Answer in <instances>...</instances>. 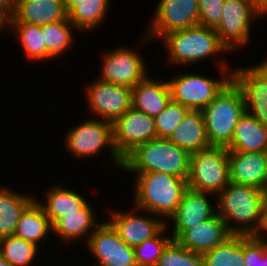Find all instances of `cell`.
Here are the masks:
<instances>
[{
    "mask_svg": "<svg viewBox=\"0 0 267 266\" xmlns=\"http://www.w3.org/2000/svg\"><path fill=\"white\" fill-rule=\"evenodd\" d=\"M216 199L217 213L232 234H264L266 191L229 182Z\"/></svg>",
    "mask_w": 267,
    "mask_h": 266,
    "instance_id": "obj_1",
    "label": "cell"
},
{
    "mask_svg": "<svg viewBox=\"0 0 267 266\" xmlns=\"http://www.w3.org/2000/svg\"><path fill=\"white\" fill-rule=\"evenodd\" d=\"M134 209L170 218L188 189L187 179L161 172L134 173ZM168 217V218H167Z\"/></svg>",
    "mask_w": 267,
    "mask_h": 266,
    "instance_id": "obj_2",
    "label": "cell"
},
{
    "mask_svg": "<svg viewBox=\"0 0 267 266\" xmlns=\"http://www.w3.org/2000/svg\"><path fill=\"white\" fill-rule=\"evenodd\" d=\"M190 154L165 138L137 146L123 159L122 170L133 173L161 172L187 179Z\"/></svg>",
    "mask_w": 267,
    "mask_h": 266,
    "instance_id": "obj_3",
    "label": "cell"
},
{
    "mask_svg": "<svg viewBox=\"0 0 267 266\" xmlns=\"http://www.w3.org/2000/svg\"><path fill=\"white\" fill-rule=\"evenodd\" d=\"M162 41L168 51V64L176 66L194 65L208 57L229 53L212 27L198 25L174 31L166 34Z\"/></svg>",
    "mask_w": 267,
    "mask_h": 266,
    "instance_id": "obj_4",
    "label": "cell"
},
{
    "mask_svg": "<svg viewBox=\"0 0 267 266\" xmlns=\"http://www.w3.org/2000/svg\"><path fill=\"white\" fill-rule=\"evenodd\" d=\"M202 113L210 145L226 147L238 121L246 113L241 89L231 80Z\"/></svg>",
    "mask_w": 267,
    "mask_h": 266,
    "instance_id": "obj_5",
    "label": "cell"
},
{
    "mask_svg": "<svg viewBox=\"0 0 267 266\" xmlns=\"http://www.w3.org/2000/svg\"><path fill=\"white\" fill-rule=\"evenodd\" d=\"M221 79L200 74H178L168 80L171 99L186 106L189 110L202 111L232 80V70L223 62H216ZM229 69V71H228ZM231 70V71H230ZM226 71V72H225Z\"/></svg>",
    "mask_w": 267,
    "mask_h": 266,
    "instance_id": "obj_6",
    "label": "cell"
},
{
    "mask_svg": "<svg viewBox=\"0 0 267 266\" xmlns=\"http://www.w3.org/2000/svg\"><path fill=\"white\" fill-rule=\"evenodd\" d=\"M230 182L229 151L210 146L190 154L188 188L216 196Z\"/></svg>",
    "mask_w": 267,
    "mask_h": 266,
    "instance_id": "obj_7",
    "label": "cell"
},
{
    "mask_svg": "<svg viewBox=\"0 0 267 266\" xmlns=\"http://www.w3.org/2000/svg\"><path fill=\"white\" fill-rule=\"evenodd\" d=\"M65 141V147L77 159L97 156L104 147H110L113 164L119 169L123 166V159L118 155L113 143V122L93 116L70 128Z\"/></svg>",
    "mask_w": 267,
    "mask_h": 266,
    "instance_id": "obj_8",
    "label": "cell"
},
{
    "mask_svg": "<svg viewBox=\"0 0 267 266\" xmlns=\"http://www.w3.org/2000/svg\"><path fill=\"white\" fill-rule=\"evenodd\" d=\"M222 10L215 32L228 51H236L251 40V22L264 16L262 6L258 0H225Z\"/></svg>",
    "mask_w": 267,
    "mask_h": 266,
    "instance_id": "obj_9",
    "label": "cell"
},
{
    "mask_svg": "<svg viewBox=\"0 0 267 266\" xmlns=\"http://www.w3.org/2000/svg\"><path fill=\"white\" fill-rule=\"evenodd\" d=\"M143 40L162 39L166 34L199 25L198 0H160Z\"/></svg>",
    "mask_w": 267,
    "mask_h": 266,
    "instance_id": "obj_10",
    "label": "cell"
},
{
    "mask_svg": "<svg viewBox=\"0 0 267 266\" xmlns=\"http://www.w3.org/2000/svg\"><path fill=\"white\" fill-rule=\"evenodd\" d=\"M89 110L97 118L114 122L132 107V88L112 84L98 78L86 85Z\"/></svg>",
    "mask_w": 267,
    "mask_h": 266,
    "instance_id": "obj_11",
    "label": "cell"
},
{
    "mask_svg": "<svg viewBox=\"0 0 267 266\" xmlns=\"http://www.w3.org/2000/svg\"><path fill=\"white\" fill-rule=\"evenodd\" d=\"M102 57L101 81L133 88L148 75L145 61L135 49L120 46Z\"/></svg>",
    "mask_w": 267,
    "mask_h": 266,
    "instance_id": "obj_12",
    "label": "cell"
},
{
    "mask_svg": "<svg viewBox=\"0 0 267 266\" xmlns=\"http://www.w3.org/2000/svg\"><path fill=\"white\" fill-rule=\"evenodd\" d=\"M87 247L94 254V266H138L134 249L127 245L108 221L100 222L89 236Z\"/></svg>",
    "mask_w": 267,
    "mask_h": 266,
    "instance_id": "obj_13",
    "label": "cell"
},
{
    "mask_svg": "<svg viewBox=\"0 0 267 266\" xmlns=\"http://www.w3.org/2000/svg\"><path fill=\"white\" fill-rule=\"evenodd\" d=\"M232 80L242 91L246 113L267 126V58L251 67L233 69Z\"/></svg>",
    "mask_w": 267,
    "mask_h": 266,
    "instance_id": "obj_14",
    "label": "cell"
},
{
    "mask_svg": "<svg viewBox=\"0 0 267 266\" xmlns=\"http://www.w3.org/2000/svg\"><path fill=\"white\" fill-rule=\"evenodd\" d=\"M155 138L154 117L133 107L113 122V143L122 159L137 146Z\"/></svg>",
    "mask_w": 267,
    "mask_h": 266,
    "instance_id": "obj_15",
    "label": "cell"
},
{
    "mask_svg": "<svg viewBox=\"0 0 267 266\" xmlns=\"http://www.w3.org/2000/svg\"><path fill=\"white\" fill-rule=\"evenodd\" d=\"M132 213V211L130 213L126 211L125 213L123 211L112 210L110 219L107 220L117 231L121 239L132 247L154 238L169 225L164 222L168 220H161V217L151 213L147 216Z\"/></svg>",
    "mask_w": 267,
    "mask_h": 266,
    "instance_id": "obj_16",
    "label": "cell"
},
{
    "mask_svg": "<svg viewBox=\"0 0 267 266\" xmlns=\"http://www.w3.org/2000/svg\"><path fill=\"white\" fill-rule=\"evenodd\" d=\"M211 193L200 192L188 188L177 206L174 214L169 218L173 222L172 238L177 239L186 229L194 227L217 213V207L212 206L209 196Z\"/></svg>",
    "mask_w": 267,
    "mask_h": 266,
    "instance_id": "obj_17",
    "label": "cell"
},
{
    "mask_svg": "<svg viewBox=\"0 0 267 266\" xmlns=\"http://www.w3.org/2000/svg\"><path fill=\"white\" fill-rule=\"evenodd\" d=\"M230 182L267 192L265 152L229 151Z\"/></svg>",
    "mask_w": 267,
    "mask_h": 266,
    "instance_id": "obj_18",
    "label": "cell"
},
{
    "mask_svg": "<svg viewBox=\"0 0 267 266\" xmlns=\"http://www.w3.org/2000/svg\"><path fill=\"white\" fill-rule=\"evenodd\" d=\"M232 235L216 213L208 220L186 229L176 240L188 250L203 254L223 244Z\"/></svg>",
    "mask_w": 267,
    "mask_h": 266,
    "instance_id": "obj_19",
    "label": "cell"
},
{
    "mask_svg": "<svg viewBox=\"0 0 267 266\" xmlns=\"http://www.w3.org/2000/svg\"><path fill=\"white\" fill-rule=\"evenodd\" d=\"M67 17L63 0H16L10 23H29L41 26L65 20Z\"/></svg>",
    "mask_w": 267,
    "mask_h": 266,
    "instance_id": "obj_20",
    "label": "cell"
},
{
    "mask_svg": "<svg viewBox=\"0 0 267 266\" xmlns=\"http://www.w3.org/2000/svg\"><path fill=\"white\" fill-rule=\"evenodd\" d=\"M171 100L168 81L154 80L148 75L132 88V107L155 117L159 115Z\"/></svg>",
    "mask_w": 267,
    "mask_h": 266,
    "instance_id": "obj_21",
    "label": "cell"
},
{
    "mask_svg": "<svg viewBox=\"0 0 267 266\" xmlns=\"http://www.w3.org/2000/svg\"><path fill=\"white\" fill-rule=\"evenodd\" d=\"M168 139L189 154L210 147L202 111L189 110Z\"/></svg>",
    "mask_w": 267,
    "mask_h": 266,
    "instance_id": "obj_22",
    "label": "cell"
},
{
    "mask_svg": "<svg viewBox=\"0 0 267 266\" xmlns=\"http://www.w3.org/2000/svg\"><path fill=\"white\" fill-rule=\"evenodd\" d=\"M90 205L91 203L88 202L80 212L67 213L64 217L59 218L52 225V233L68 244L84 239V237H87L85 241L87 243L89 236L100 224L97 223L95 212Z\"/></svg>",
    "mask_w": 267,
    "mask_h": 266,
    "instance_id": "obj_23",
    "label": "cell"
},
{
    "mask_svg": "<svg viewBox=\"0 0 267 266\" xmlns=\"http://www.w3.org/2000/svg\"><path fill=\"white\" fill-rule=\"evenodd\" d=\"M228 151L265 152L267 149V126L248 113L238 121Z\"/></svg>",
    "mask_w": 267,
    "mask_h": 266,
    "instance_id": "obj_24",
    "label": "cell"
},
{
    "mask_svg": "<svg viewBox=\"0 0 267 266\" xmlns=\"http://www.w3.org/2000/svg\"><path fill=\"white\" fill-rule=\"evenodd\" d=\"M47 191L44 203L39 199L36 200L44 209L52 225L67 213L80 212L88 204V201L80 193L60 186V184Z\"/></svg>",
    "mask_w": 267,
    "mask_h": 266,
    "instance_id": "obj_25",
    "label": "cell"
},
{
    "mask_svg": "<svg viewBox=\"0 0 267 266\" xmlns=\"http://www.w3.org/2000/svg\"><path fill=\"white\" fill-rule=\"evenodd\" d=\"M49 232L52 234V224L42 206L35 199L23 211L14 235L39 246V242H44Z\"/></svg>",
    "mask_w": 267,
    "mask_h": 266,
    "instance_id": "obj_26",
    "label": "cell"
},
{
    "mask_svg": "<svg viewBox=\"0 0 267 266\" xmlns=\"http://www.w3.org/2000/svg\"><path fill=\"white\" fill-rule=\"evenodd\" d=\"M33 196L0 188V239L15 233L23 211L35 200Z\"/></svg>",
    "mask_w": 267,
    "mask_h": 266,
    "instance_id": "obj_27",
    "label": "cell"
},
{
    "mask_svg": "<svg viewBox=\"0 0 267 266\" xmlns=\"http://www.w3.org/2000/svg\"><path fill=\"white\" fill-rule=\"evenodd\" d=\"M109 4L110 0H81L68 13V19L80 32L93 31L102 25L110 9Z\"/></svg>",
    "mask_w": 267,
    "mask_h": 266,
    "instance_id": "obj_28",
    "label": "cell"
},
{
    "mask_svg": "<svg viewBox=\"0 0 267 266\" xmlns=\"http://www.w3.org/2000/svg\"><path fill=\"white\" fill-rule=\"evenodd\" d=\"M74 25L68 17L65 20L51 22L41 25L43 43L48 51V59L60 57L73 46L74 38L72 28Z\"/></svg>",
    "mask_w": 267,
    "mask_h": 266,
    "instance_id": "obj_29",
    "label": "cell"
},
{
    "mask_svg": "<svg viewBox=\"0 0 267 266\" xmlns=\"http://www.w3.org/2000/svg\"><path fill=\"white\" fill-rule=\"evenodd\" d=\"M205 266H245L244 235H232L223 244L202 254Z\"/></svg>",
    "mask_w": 267,
    "mask_h": 266,
    "instance_id": "obj_30",
    "label": "cell"
},
{
    "mask_svg": "<svg viewBox=\"0 0 267 266\" xmlns=\"http://www.w3.org/2000/svg\"><path fill=\"white\" fill-rule=\"evenodd\" d=\"M9 30L21 42L25 56L34 61H45L48 59V51L43 43L41 26L29 23H10Z\"/></svg>",
    "mask_w": 267,
    "mask_h": 266,
    "instance_id": "obj_31",
    "label": "cell"
},
{
    "mask_svg": "<svg viewBox=\"0 0 267 266\" xmlns=\"http://www.w3.org/2000/svg\"><path fill=\"white\" fill-rule=\"evenodd\" d=\"M39 247L16 235L0 239V251L5 260L13 266H29L33 264Z\"/></svg>",
    "mask_w": 267,
    "mask_h": 266,
    "instance_id": "obj_32",
    "label": "cell"
},
{
    "mask_svg": "<svg viewBox=\"0 0 267 266\" xmlns=\"http://www.w3.org/2000/svg\"><path fill=\"white\" fill-rule=\"evenodd\" d=\"M157 266H205L203 255L188 250L172 239L158 261Z\"/></svg>",
    "mask_w": 267,
    "mask_h": 266,
    "instance_id": "obj_33",
    "label": "cell"
},
{
    "mask_svg": "<svg viewBox=\"0 0 267 266\" xmlns=\"http://www.w3.org/2000/svg\"><path fill=\"white\" fill-rule=\"evenodd\" d=\"M169 226H166L157 236L146 240L133 247L134 256L138 266H157L158 261L167 244L173 239L172 236H165ZM167 230V231H165ZM163 234V235H162Z\"/></svg>",
    "mask_w": 267,
    "mask_h": 266,
    "instance_id": "obj_34",
    "label": "cell"
},
{
    "mask_svg": "<svg viewBox=\"0 0 267 266\" xmlns=\"http://www.w3.org/2000/svg\"><path fill=\"white\" fill-rule=\"evenodd\" d=\"M188 111L186 106L171 99L165 109L154 117L156 138L168 139Z\"/></svg>",
    "mask_w": 267,
    "mask_h": 266,
    "instance_id": "obj_35",
    "label": "cell"
},
{
    "mask_svg": "<svg viewBox=\"0 0 267 266\" xmlns=\"http://www.w3.org/2000/svg\"><path fill=\"white\" fill-rule=\"evenodd\" d=\"M245 266H267V243L261 235H244Z\"/></svg>",
    "mask_w": 267,
    "mask_h": 266,
    "instance_id": "obj_36",
    "label": "cell"
},
{
    "mask_svg": "<svg viewBox=\"0 0 267 266\" xmlns=\"http://www.w3.org/2000/svg\"><path fill=\"white\" fill-rule=\"evenodd\" d=\"M225 0H198L199 25L214 28L221 19Z\"/></svg>",
    "mask_w": 267,
    "mask_h": 266,
    "instance_id": "obj_37",
    "label": "cell"
},
{
    "mask_svg": "<svg viewBox=\"0 0 267 266\" xmlns=\"http://www.w3.org/2000/svg\"><path fill=\"white\" fill-rule=\"evenodd\" d=\"M15 3L16 0H0V9L11 18L15 10Z\"/></svg>",
    "mask_w": 267,
    "mask_h": 266,
    "instance_id": "obj_38",
    "label": "cell"
},
{
    "mask_svg": "<svg viewBox=\"0 0 267 266\" xmlns=\"http://www.w3.org/2000/svg\"><path fill=\"white\" fill-rule=\"evenodd\" d=\"M9 28L10 26V17L0 9V33L3 30V28Z\"/></svg>",
    "mask_w": 267,
    "mask_h": 266,
    "instance_id": "obj_39",
    "label": "cell"
},
{
    "mask_svg": "<svg viewBox=\"0 0 267 266\" xmlns=\"http://www.w3.org/2000/svg\"><path fill=\"white\" fill-rule=\"evenodd\" d=\"M80 2L81 0H63L66 13L68 14Z\"/></svg>",
    "mask_w": 267,
    "mask_h": 266,
    "instance_id": "obj_40",
    "label": "cell"
},
{
    "mask_svg": "<svg viewBox=\"0 0 267 266\" xmlns=\"http://www.w3.org/2000/svg\"><path fill=\"white\" fill-rule=\"evenodd\" d=\"M0 266H13L3 258L1 251H0Z\"/></svg>",
    "mask_w": 267,
    "mask_h": 266,
    "instance_id": "obj_41",
    "label": "cell"
},
{
    "mask_svg": "<svg viewBox=\"0 0 267 266\" xmlns=\"http://www.w3.org/2000/svg\"><path fill=\"white\" fill-rule=\"evenodd\" d=\"M264 234H267V204H266V211H265Z\"/></svg>",
    "mask_w": 267,
    "mask_h": 266,
    "instance_id": "obj_42",
    "label": "cell"
},
{
    "mask_svg": "<svg viewBox=\"0 0 267 266\" xmlns=\"http://www.w3.org/2000/svg\"><path fill=\"white\" fill-rule=\"evenodd\" d=\"M263 15H267V3L262 7Z\"/></svg>",
    "mask_w": 267,
    "mask_h": 266,
    "instance_id": "obj_43",
    "label": "cell"
},
{
    "mask_svg": "<svg viewBox=\"0 0 267 266\" xmlns=\"http://www.w3.org/2000/svg\"><path fill=\"white\" fill-rule=\"evenodd\" d=\"M258 2L263 7L267 3V0H258Z\"/></svg>",
    "mask_w": 267,
    "mask_h": 266,
    "instance_id": "obj_44",
    "label": "cell"
},
{
    "mask_svg": "<svg viewBox=\"0 0 267 266\" xmlns=\"http://www.w3.org/2000/svg\"><path fill=\"white\" fill-rule=\"evenodd\" d=\"M265 235L267 236V234H263V235H261V236L265 239V241H266V243H267V237H266Z\"/></svg>",
    "mask_w": 267,
    "mask_h": 266,
    "instance_id": "obj_45",
    "label": "cell"
}]
</instances>
